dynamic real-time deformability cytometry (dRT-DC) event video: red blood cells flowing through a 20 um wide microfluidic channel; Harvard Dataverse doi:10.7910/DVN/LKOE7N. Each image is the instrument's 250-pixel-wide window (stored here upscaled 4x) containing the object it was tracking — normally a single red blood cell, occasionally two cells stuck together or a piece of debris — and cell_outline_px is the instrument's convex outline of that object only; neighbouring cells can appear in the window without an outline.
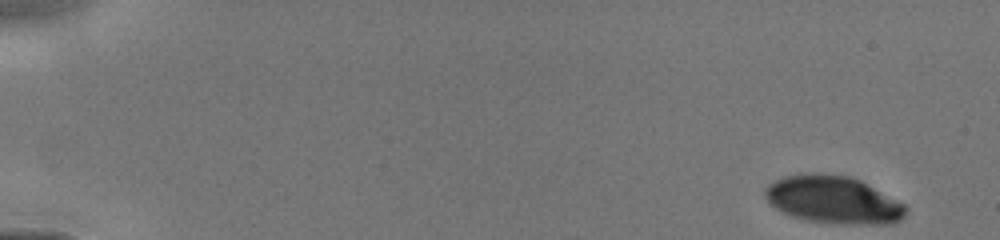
{"species": "human", "species_latin": "Homo sapiens", "temperature_condition": "cold", "stored_images_in_passage": 38, "camera_frame_rate_fps": 3000, "um_per_image_px": 0.085, "donor": {"sex": "male"}, "frame": {"image": 1, "passage_image": 1, "time_ms": 0.0, "image_size_px": [1000, 240], "cell_outline_px": [[908, 212], [900, 220], [892, 224], [832, 224], [808, 220], [792, 216], [776, 208], [764, 196], [764, 188], [768, 184], [784, 176], [852, 176], [860, 180], [904, 204], [908, 208]], "centroid_in_image_um": [70.88, 17.04], "position_along_channel_um": 14.1, "area_um2": 38.21}}
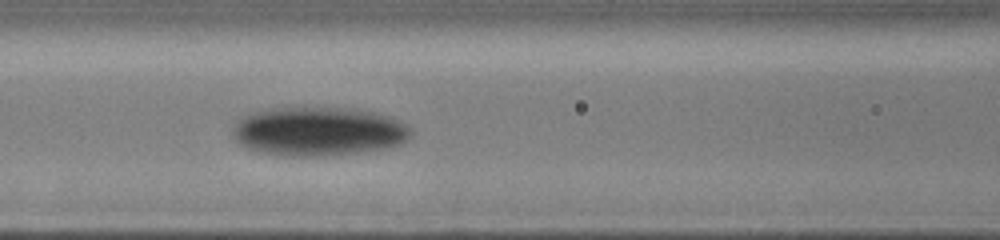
{"frame": {"image": 2, "passage_image": 18, "time_ms": 6.333, "image_size_px": [1000, 240], "cell_outline_px": [[412, 136], [404, 144], [384, 148], [360, 152], [320, 156], [280, 156], [260, 152], [248, 148], [240, 144], [232, 136], [232, 128], [236, 120], [252, 112], [272, 108], [352, 108], [376, 112], [400, 120], [408, 124], [412, 128]], "centroid_in_image_um": [27.1, 11.17], "position_along_channel_um": 139.5, "area_um2": 51.38}}
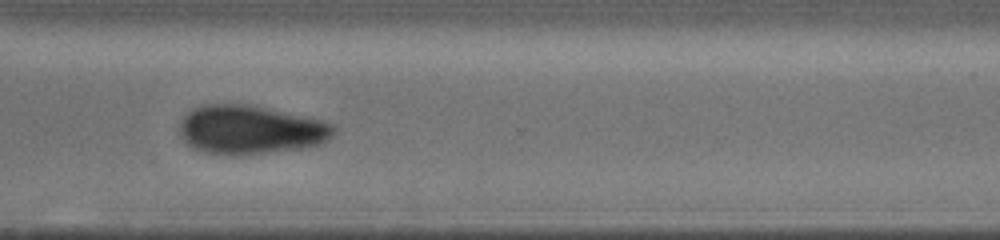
{"frame": {"image": 3, "passage_image": 37, "time_ms": 11.0, "image_size_px": [1000, 240], "cell_outline_px": [[336, 132], [324, 144], [304, 148], [240, 156], [228, 156], [204, 152], [188, 144], [184, 140], [180, 132], [180, 124], [184, 116], [192, 108], [204, 104], [248, 104], [268, 108], [320, 120], [332, 124], [336, 128]], "centroid_in_image_um": [21.3, 11.05], "position_along_channel_um": 349.3, "area_um2": 44.16}}